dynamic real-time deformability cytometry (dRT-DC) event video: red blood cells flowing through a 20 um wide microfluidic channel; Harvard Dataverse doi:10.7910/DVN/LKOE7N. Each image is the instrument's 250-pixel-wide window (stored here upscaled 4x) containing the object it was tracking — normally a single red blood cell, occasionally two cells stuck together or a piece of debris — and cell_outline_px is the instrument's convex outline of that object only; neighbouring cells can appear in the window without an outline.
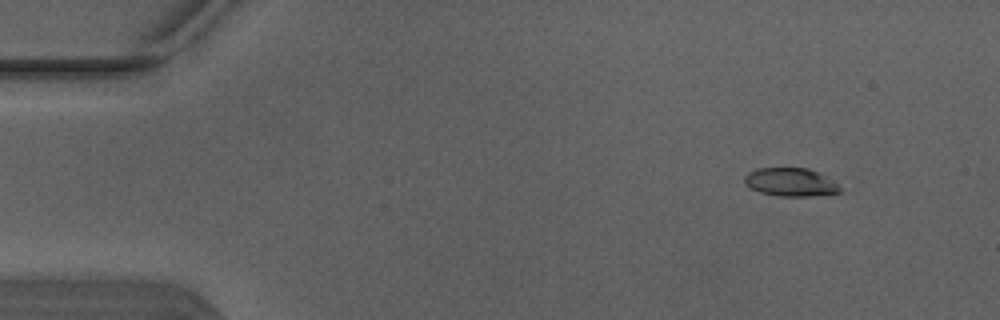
{"species": "Egyptian fruit bat (a non-hibernating species)", "species_latin": "Rousettus aegyptiacus", "temperature_condition": "warm", "stored_images_in_passage": 4, "segment_of_instrument_passage": [2, 2], "camera_frame_rate_fps": 3000, "um_per_image_px": 0.085, "animal": {"sex": "male"}, "frame": {"image": 1, "passage_image": 4, "time_ms": 1.0, "image_size_px": [1000, 320], "cell_outline_px": [[840, 192], [808, 196], [780, 196], [760, 192], [752, 188], [744, 180], [744, 176], [748, 172], [756, 168], [808, 168], [820, 172], [836, 184], [840, 188]], "centroid_in_image_um": [67.18, 15.47], "position_along_channel_um": 17.8, "area_um2": 15.49}}